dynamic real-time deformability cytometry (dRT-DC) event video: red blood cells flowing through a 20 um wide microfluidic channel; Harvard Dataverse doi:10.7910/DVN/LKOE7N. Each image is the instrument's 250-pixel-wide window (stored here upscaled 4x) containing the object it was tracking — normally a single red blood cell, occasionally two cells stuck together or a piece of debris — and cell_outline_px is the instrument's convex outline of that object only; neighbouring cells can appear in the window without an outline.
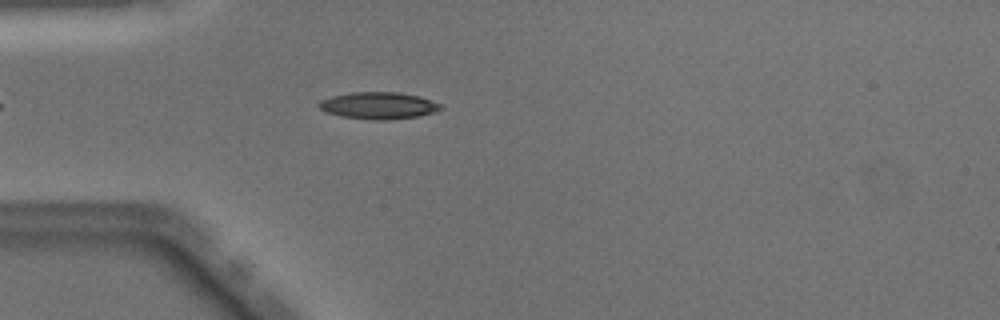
{"species": "Egyptian fruit bat (a non-hibernating species)", "species_latin": "Rousettus aegyptiacus", "temperature_condition": "warm", "stored_images_in_passage": 43, "camera_frame_rate_fps": 3000, "um_per_image_px": 0.085, "animal": {"sex": "male"}, "frame": {"image": 1, "passage_image": 8, "time_ms": 2.333, "image_size_px": [1000, 320], "cell_outline_px": [[444, 108], [436, 112], [420, 116], [392, 120], [376, 120], [340, 116], [324, 112], [316, 104], [320, 100], [332, 96], [352, 92], [400, 92], [420, 96], [440, 104]], "centroid_in_image_um": [32.18, 8.98], "position_along_channel_um": 52.8, "area_um2": 19.36}}
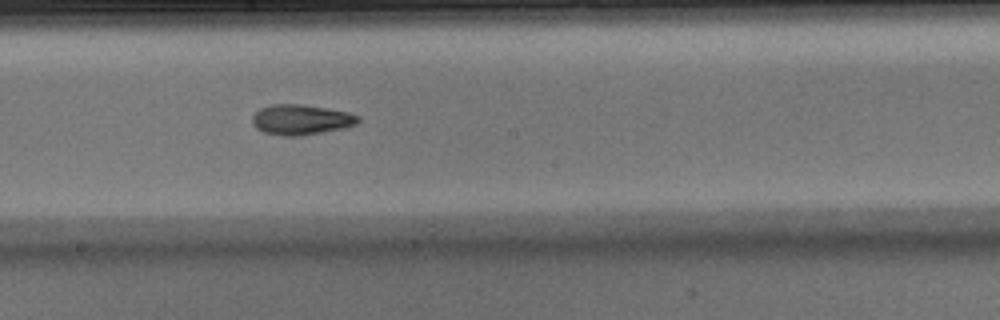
{"frame": {"image": 2, "passage_image": 21, "time_ms": 6.667, "image_size_px": [1000, 320], "cell_outline_px": [[360, 120], [356, 124], [344, 128], [300, 136], [284, 136], [264, 132], [256, 128], [252, 124], [252, 116], [260, 108], [272, 104], [304, 104], [328, 108], [348, 112], [360, 116]], "centroid_in_image_um": [25.59, 10.16], "position_along_channel_um": 222.6, "area_um2": 18.79}}
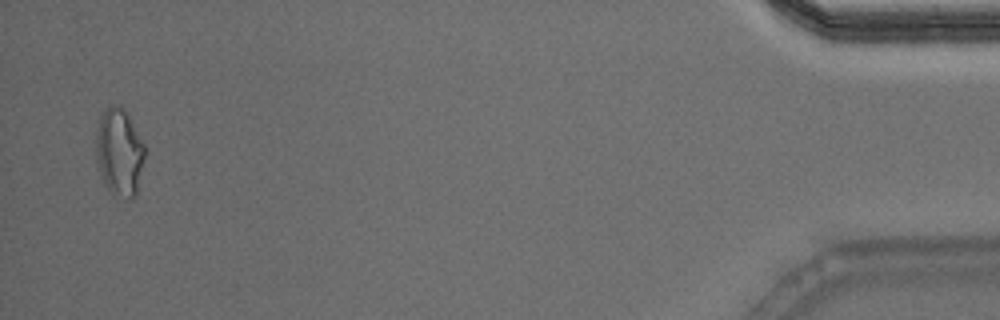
{"frame": {"image": 3, "passage_image": 42, "time_ms": 13.667, "image_size_px": [1000, 320], "cell_outline_px": [[144, 160], [136, 196], [132, 200], [128, 200], [112, 196], [100, 172], [96, 160], [96, 128], [100, 112], [104, 108], [112, 104], [116, 104], [124, 108], [144, 144]], "centroid_in_image_um": [10.13, 12.94], "position_along_channel_um": 425.1, "area_um2": 25.32}, "authors_computed_cell_mechanics": {"area_um2": 18.4382, "velocity_mm_per_s": 4.091, "shape_relaxation_time_tau1_ms": 5.2575, "shape_relaxation_time_tau2_ms": 5.5063, "deformation_change_tau1": 0.1815, "deformation_change_tau2": 0.1513}}